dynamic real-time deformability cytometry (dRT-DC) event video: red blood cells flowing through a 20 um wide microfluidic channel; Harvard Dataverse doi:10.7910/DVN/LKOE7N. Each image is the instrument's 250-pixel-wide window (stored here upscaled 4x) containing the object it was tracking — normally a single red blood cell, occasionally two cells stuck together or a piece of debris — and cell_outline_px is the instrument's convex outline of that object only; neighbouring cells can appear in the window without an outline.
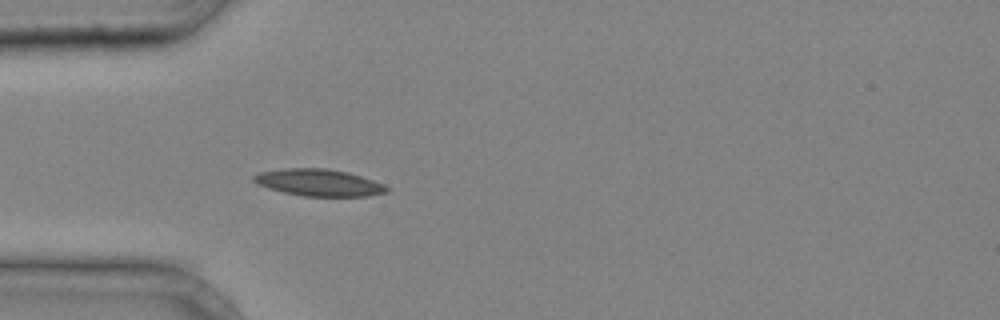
{"species": "common noctule bat (a hibernating species)", "species_latin": "Nyctalus noctula", "temperature_condition": "cold", "stored_images_in_passage": 29, "camera_frame_rate_fps": 3000, "um_per_image_px": 0.085, "animal": {"sex": "male", "body_mass_g": 20.4}, "frame": {"image": 1, "passage_image": 1, "time_ms": 0.0, "image_size_px": [1000, 320], "cell_outline_px": [[388, 192], [368, 196], [304, 196], [284, 192], [268, 188], [256, 184], [252, 180], [252, 176], [260, 172], [284, 168], [324, 168], [348, 172], [384, 184], [388, 188]], "centroid_in_image_um": [27.07, 15.52], "position_along_channel_um": 57.9, "area_um2": 20.81}}
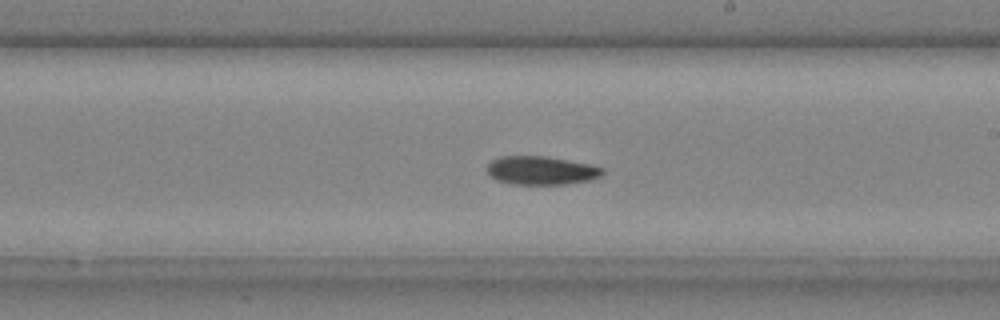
{"frame": {"image": 2, "passage_image": 13, "time_ms": 4.0, "image_size_px": [1000, 320], "cell_outline_px": [[604, 172], [600, 176], [592, 180], [564, 184], [512, 184], [496, 180], [488, 172], [488, 164], [492, 160], [500, 156], [548, 156], [592, 164], [604, 168]], "centroid_in_image_um": [46.05, 14.48], "position_along_channel_um": 243.0, "area_um2": 19.31}}